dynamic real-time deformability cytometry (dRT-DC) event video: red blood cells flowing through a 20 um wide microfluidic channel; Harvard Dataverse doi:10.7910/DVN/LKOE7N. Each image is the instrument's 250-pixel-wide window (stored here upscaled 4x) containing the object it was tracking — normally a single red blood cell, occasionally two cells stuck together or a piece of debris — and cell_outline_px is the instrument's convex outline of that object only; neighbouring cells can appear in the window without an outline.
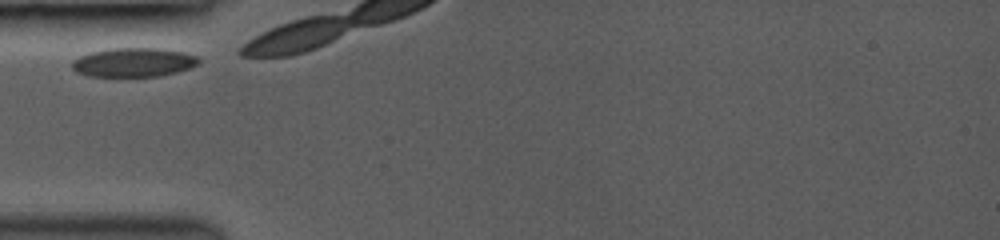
{"species": "common noctule bat (a hibernating species)", "species_latin": "Nyctalus noctula", "temperature_condition": "room temperature", "stored_images_in_passage": 3, "camera_frame_rate_fps": 3000, "um_per_image_px": 0.085, "animal": {"sex": "female", "body_mass_g": 19.0, "forearm_length_mm": 53.3}, "frame": {"image": 1, "passage_image": 1, "time_ms": 0.0, "image_size_px": [1000, 240], "cell_outline_px": [[200, 64], [176, 72], [160, 76], [88, 76], [76, 72], [72, 68], [72, 60], [80, 56], [92, 52], [112, 48], [160, 48], [184, 52], [200, 56]], "centroid_in_image_um": [11.39, 5.29], "position_along_channel_um": 73.6, "area_um2": 21.5}}